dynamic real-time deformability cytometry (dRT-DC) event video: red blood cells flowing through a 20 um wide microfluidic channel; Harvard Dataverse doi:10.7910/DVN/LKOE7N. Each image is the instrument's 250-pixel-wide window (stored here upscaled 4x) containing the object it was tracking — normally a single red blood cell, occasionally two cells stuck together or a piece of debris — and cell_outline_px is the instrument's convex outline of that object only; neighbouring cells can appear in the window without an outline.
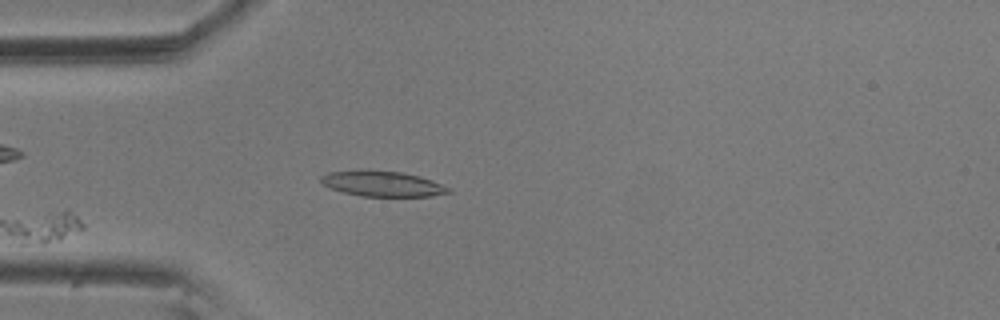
{"species": "common noctule bat (a hibernating species)", "species_latin": "Nyctalus noctula", "temperature_condition": "room temperature", "stored_images_in_passage": 4, "camera_frame_rate_fps": 3000, "um_per_image_px": 0.085, "animal": {"sex": "male", "body_mass_g": 20.5, "forearm_length_mm": 52.5}, "frame": {"image": 1, "passage_image": 4, "time_ms": 1.0, "image_size_px": [1000, 320], "cell_outline_px": [[452, 192], [432, 196], [360, 196], [344, 192], [332, 188], [324, 184], [320, 180], [320, 176], [328, 172], [356, 168], [360, 168], [400, 172], [420, 176], [432, 180], [452, 188]], "centroid_in_image_um": [32.5, 15.59], "position_along_channel_um": 52.5, "area_um2": 19.31}}